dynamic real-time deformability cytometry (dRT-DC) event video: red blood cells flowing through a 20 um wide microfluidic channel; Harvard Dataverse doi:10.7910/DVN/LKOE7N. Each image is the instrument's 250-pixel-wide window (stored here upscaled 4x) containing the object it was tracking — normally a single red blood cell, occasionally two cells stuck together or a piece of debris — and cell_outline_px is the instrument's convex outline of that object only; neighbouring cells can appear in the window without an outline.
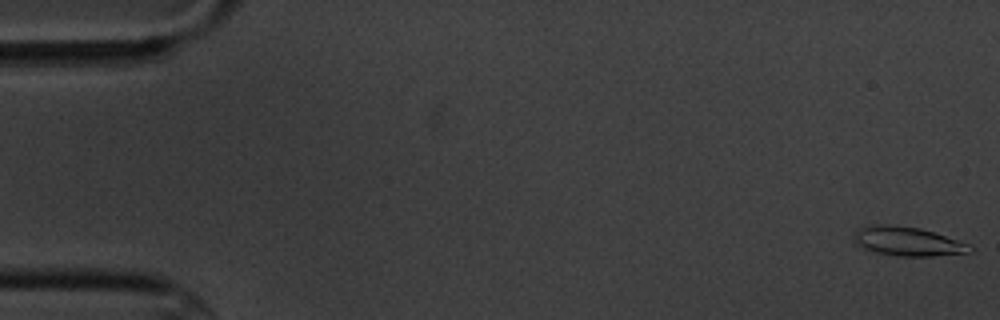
{"species": "common noctule bat (a hibernating species)", "species_latin": "Nyctalus noctula", "temperature_condition": "cold", "stored_images_in_passage": 7, "camera_frame_rate_fps": 3000, "um_per_image_px": 0.085, "animal": {"sex": "male", "body_mass_g": 20.1, "forearm_length_mm": 53.5}, "frame": {"image": 1, "passage_image": 1, "time_ms": 0.0, "image_size_px": [1000, 320], "cell_outline_px": [[972, 252], [932, 256], [900, 256], [876, 252], [864, 248], [856, 244], [852, 240], [852, 236], [856, 228], [872, 224], [888, 224], [920, 228], [972, 244]], "centroid_in_image_um": [77.12, 20.5], "position_along_channel_um": 7.9, "area_um2": 19.88}}
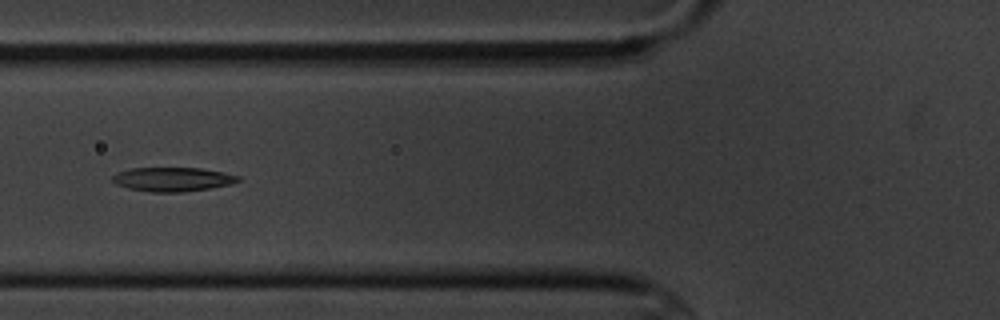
{"frame": {"image": 2, "passage_image": 7, "time_ms": 7.0, "image_size_px": [1000, 320], "cell_outline_px": [[240, 180], [232, 184], [184, 192], [152, 192], [128, 188], [116, 184], [112, 180], [112, 176], [116, 172], [132, 168], [200, 168], [224, 172], [240, 176]], "centroid_in_image_um": [14.67, 15.24], "position_along_channel_um": 111.1, "area_um2": 17.63}}